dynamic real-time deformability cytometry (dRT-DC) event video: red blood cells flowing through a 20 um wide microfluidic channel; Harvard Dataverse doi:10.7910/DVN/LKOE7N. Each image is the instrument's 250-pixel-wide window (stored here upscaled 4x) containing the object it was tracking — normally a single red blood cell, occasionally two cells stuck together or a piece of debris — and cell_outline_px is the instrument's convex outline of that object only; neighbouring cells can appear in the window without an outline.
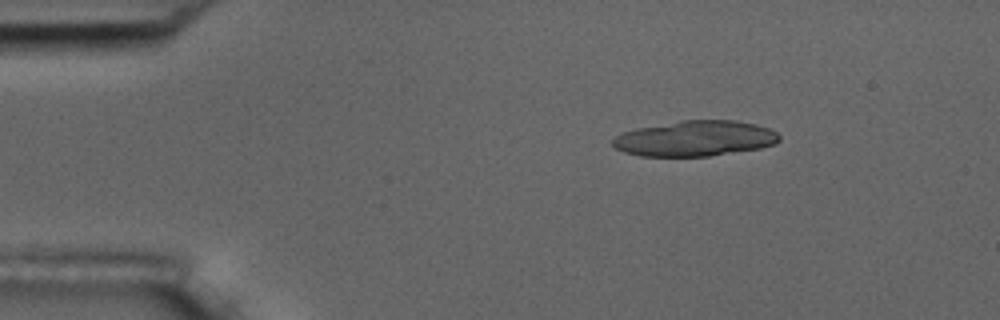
{"species": "common noctule bat (a hibernating species)", "species_latin": "Nyctalus noctula", "temperature_condition": "room temperature", "stored_images_in_passage": 6, "segment_of_instrument_passage": [2, 2], "camera_frame_rate_fps": 3000, "um_per_image_px": 0.085, "animal": {"sex": "male", "body_mass_g": 17.5, "forearm_length_mm": 52.3}, "frame": {"image": 1, "passage_image": 6, "time_ms": 1.667, "image_size_px": [1000, 320], "cell_outline_px": [[780, 140], [776, 144], [760, 148], [708, 156], [640, 156], [624, 152], [616, 148], [612, 144], [612, 140], [616, 136], [624, 132], [636, 128], [680, 120], [736, 120], [756, 124], [768, 128], [776, 132], [780, 136]], "centroid_in_image_um": [59.09, 11.76], "position_along_channel_um": 25.9, "area_um2": 34.51}}